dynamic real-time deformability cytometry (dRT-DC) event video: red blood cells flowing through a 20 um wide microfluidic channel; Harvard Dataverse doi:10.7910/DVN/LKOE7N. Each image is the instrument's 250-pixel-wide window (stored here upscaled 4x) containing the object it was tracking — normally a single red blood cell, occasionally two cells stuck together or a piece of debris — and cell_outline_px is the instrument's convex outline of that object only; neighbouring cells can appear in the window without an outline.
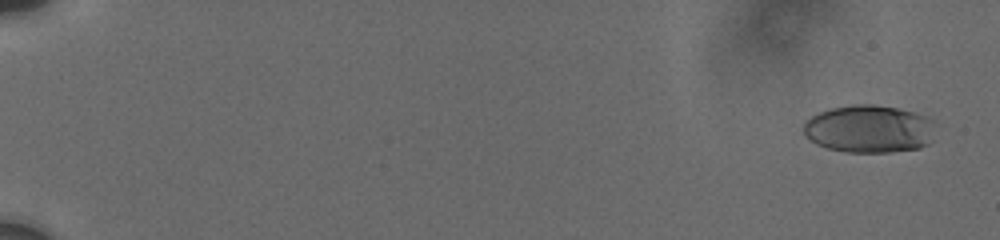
{"species": "human", "species_latin": "Homo sapiens", "temperature_condition": "cold", "stored_images_in_passage": 47, "camera_frame_rate_fps": 3000, "um_per_image_px": 0.085, "donor": {"sex": "male"}, "frame": {"image": 1, "passage_image": 2, "time_ms": 0.667, "image_size_px": [1000, 240], "cell_outline_px": [[932, 120], [928, 144], [920, 148], [888, 152], [844, 152], [828, 148], [816, 144], [804, 136], [804, 120], [820, 112], [832, 108], [852, 104], [872, 104], [896, 108], [928, 116]], "centroid_in_image_um": [73.8, 10.96], "position_along_channel_um": 11.2, "area_um2": 36.41}}
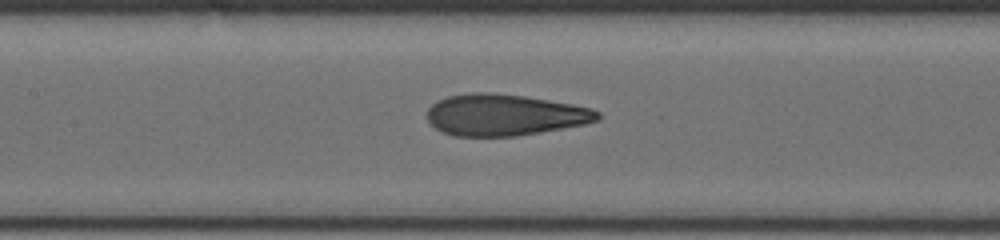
{"frame": {"image": 2, "passage_image": 28, "time_ms": 10.0, "image_size_px": [1000, 240], "cell_outline_px": [[600, 120], [584, 124], [540, 132], [516, 136], [456, 136], [444, 132], [436, 128], [428, 120], [428, 108], [436, 100], [448, 96], [472, 92], [492, 92], [524, 96], [572, 104], [592, 108], [600, 112]], "centroid_in_image_um": [42.9, 9.76], "position_along_channel_um": 164.5, "area_um2": 41.1}}
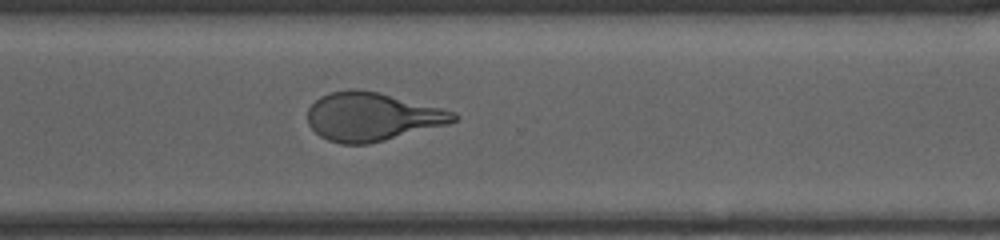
{"frame": {"image": 3, "passage_image": 46, "time_ms": 14.667, "image_size_px": [1000, 240], "cell_outline_px": [[460, 116], [456, 120], [448, 124], [368, 144], [340, 144], [328, 140], [320, 136], [308, 124], [308, 108], [320, 96], [332, 92], [352, 88], [356, 88], [376, 92], [456, 112]], "centroid_in_image_um": [31.6, 9.92], "position_along_channel_um": 339.0, "area_um2": 40.81}}